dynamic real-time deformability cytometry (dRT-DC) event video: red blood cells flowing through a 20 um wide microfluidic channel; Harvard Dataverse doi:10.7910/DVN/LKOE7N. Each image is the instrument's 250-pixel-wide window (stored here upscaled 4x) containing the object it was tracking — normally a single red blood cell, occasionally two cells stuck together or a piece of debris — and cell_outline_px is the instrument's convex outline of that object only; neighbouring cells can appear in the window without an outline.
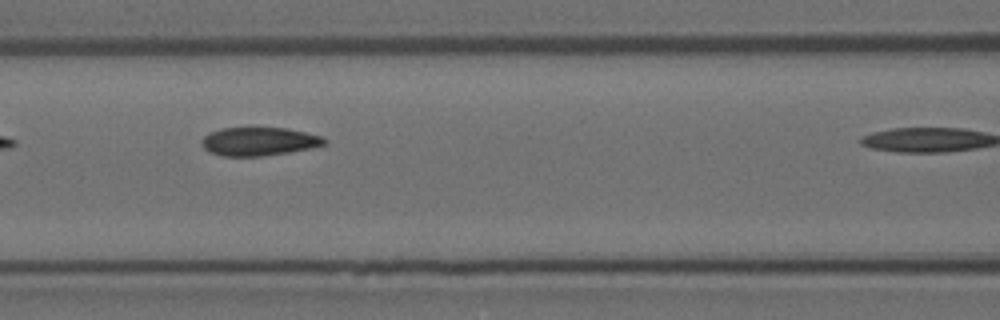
{"species": "Egyptian fruit bat (a non-hibernating species)", "species_latin": "Rousettus aegyptiacus", "temperature_condition": "room temperature", "stored_images_in_passage": 5, "camera_frame_rate_fps": 3000, "um_per_image_px": 0.085, "animal": {"sex": "female"}, "frame": {"image": 1, "passage_image": 4, "time_ms": 1.0, "image_size_px": [1000, 320], "cell_outline_px": [[328, 140], [324, 144], [312, 148], [264, 156], [224, 156], [208, 152], [200, 144], [200, 140], [204, 136], [212, 132], [224, 128], [284, 128], [324, 136]], "centroid_in_image_um": [22.01, 12.03], "position_along_channel_um": 144.6, "area_um2": 20.29}}